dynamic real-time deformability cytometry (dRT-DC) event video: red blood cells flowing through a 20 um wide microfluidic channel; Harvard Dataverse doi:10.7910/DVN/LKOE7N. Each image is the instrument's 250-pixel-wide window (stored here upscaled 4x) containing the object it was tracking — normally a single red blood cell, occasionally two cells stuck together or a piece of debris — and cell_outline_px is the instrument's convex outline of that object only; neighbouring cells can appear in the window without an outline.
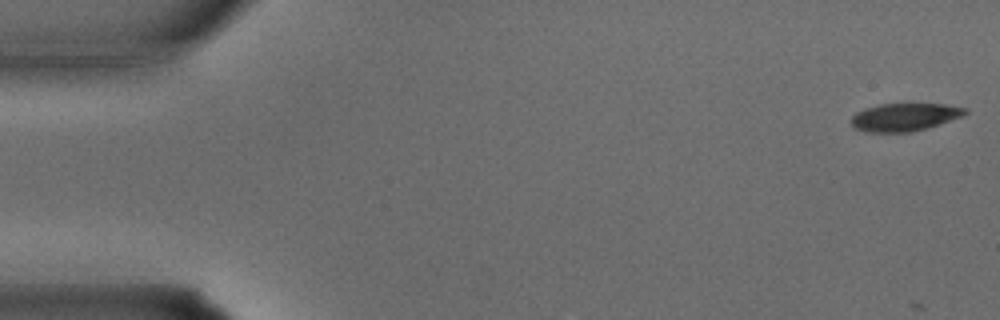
{"species": "common noctule bat (a hibernating species)", "species_latin": "Nyctalus noctula", "temperature_condition": "warm", "stored_images_in_passage": 11, "camera_frame_rate_fps": 3000, "um_per_image_px": 0.085, "animal": {"sex": "male", "body_mass_g": 15.6}, "frame": {"image": 1, "passage_image": 1, "time_ms": 0.0, "image_size_px": [1000, 320], "cell_outline_px": [[968, 112], [964, 116], [924, 128], [908, 132], [868, 132], [856, 128], [852, 124], [852, 116], [856, 112], [864, 108], [880, 104], [944, 104], [968, 108]], "centroid_in_image_um": [76.9, 9.94], "position_along_channel_um": 8.1, "area_um2": 18.26}}
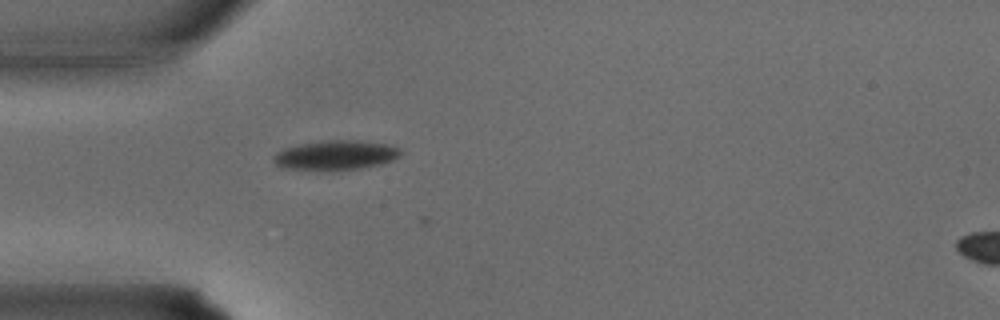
{"frame": {"image": 2, "passage_image": 10, "time_ms": 3.0, "image_size_px": [1000, 320], "cell_outline_px": [[404, 152], [400, 156], [392, 160], [380, 164], [364, 168], [292, 168], [276, 164], [272, 160], [272, 156], [276, 152], [284, 148], [300, 144], [328, 140], [356, 140], [388, 144], [400, 148]], "centroid_in_image_um": [28.6, 13.14], "position_along_channel_um": 56.4, "area_um2": 21.21}}